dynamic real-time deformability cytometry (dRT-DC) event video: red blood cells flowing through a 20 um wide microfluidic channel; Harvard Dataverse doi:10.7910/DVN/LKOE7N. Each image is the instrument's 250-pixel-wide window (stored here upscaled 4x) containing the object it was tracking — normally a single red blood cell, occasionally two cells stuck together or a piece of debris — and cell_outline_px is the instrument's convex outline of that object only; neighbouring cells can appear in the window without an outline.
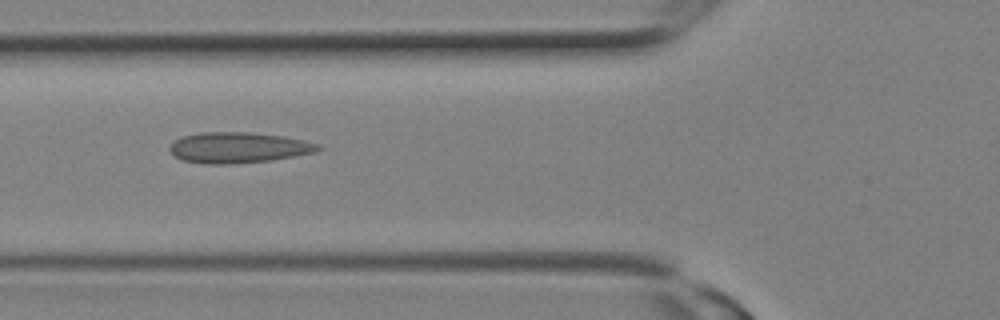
{"species": "Egyptian fruit bat (a non-hibernating species)", "species_latin": "Rousettus aegyptiacus", "temperature_condition": "room temperature", "stored_images_in_passage": 5, "camera_frame_rate_fps": 3000, "um_per_image_px": 0.085, "animal": {"sex": "female"}, "frame": {"image": 1, "passage_image": 4, "time_ms": 1.0, "image_size_px": [1000, 320], "cell_outline_px": [[324, 148], [316, 152], [272, 160], [232, 164], [204, 164], [184, 160], [176, 156], [168, 148], [176, 140], [184, 136], [200, 132], [248, 132], [284, 136], [304, 140], [320, 144]], "centroid_in_image_um": [20.32, 12.54], "position_along_channel_um": 105.5, "area_um2": 26.59}}